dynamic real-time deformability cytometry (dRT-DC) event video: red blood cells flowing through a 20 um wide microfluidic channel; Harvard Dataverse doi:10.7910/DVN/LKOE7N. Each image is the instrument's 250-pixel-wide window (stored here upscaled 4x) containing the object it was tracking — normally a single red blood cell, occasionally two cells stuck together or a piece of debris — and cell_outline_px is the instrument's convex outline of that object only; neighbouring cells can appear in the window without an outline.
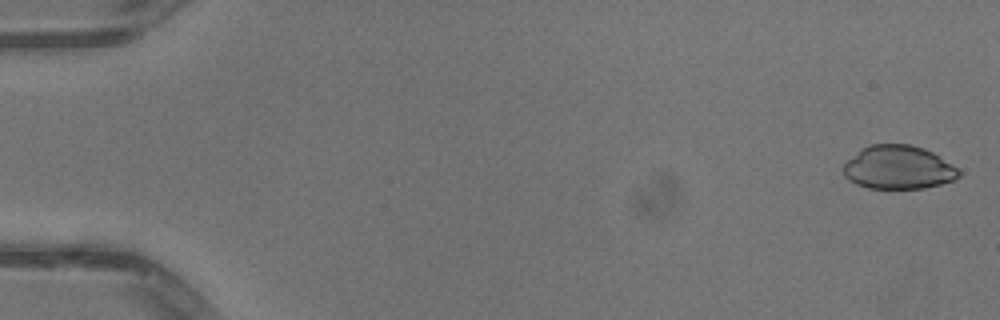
{"species": "common noctule bat (a hibernating species)", "species_latin": "Nyctalus noctula", "temperature_condition": "warm", "stored_images_in_passage": 51, "camera_frame_rate_fps": 3000, "um_per_image_px": 0.085, "animal": {"sex": "male", "body_mass_g": 13.3}, "frame": {"image": 1, "passage_image": 2, "time_ms": 0.333, "image_size_px": [1000, 320], "cell_outline_px": [[960, 176], [952, 180], [940, 184], [924, 188], [868, 188], [856, 184], [848, 180], [844, 176], [844, 164], [860, 148], [868, 144], [912, 144], [924, 148], [932, 152], [956, 168], [960, 172]], "centroid_in_image_um": [76.32, 14.22], "position_along_channel_um": 8.7, "area_um2": 29.19}}
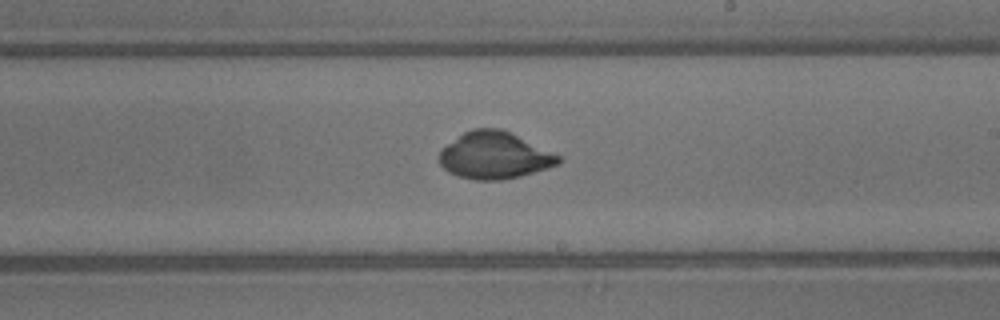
{"frame": {"image": 2, "passage_image": 31, "time_ms": 10.0, "image_size_px": [1000, 320], "cell_outline_px": [[564, 160], [560, 164], [548, 168], [520, 176], [504, 180], [472, 180], [448, 172], [440, 164], [436, 156], [440, 148], [464, 132], [472, 128], [500, 128], [560, 156]], "centroid_in_image_um": [41.98, 13.22], "position_along_channel_um": 247.0, "area_um2": 32.71}}
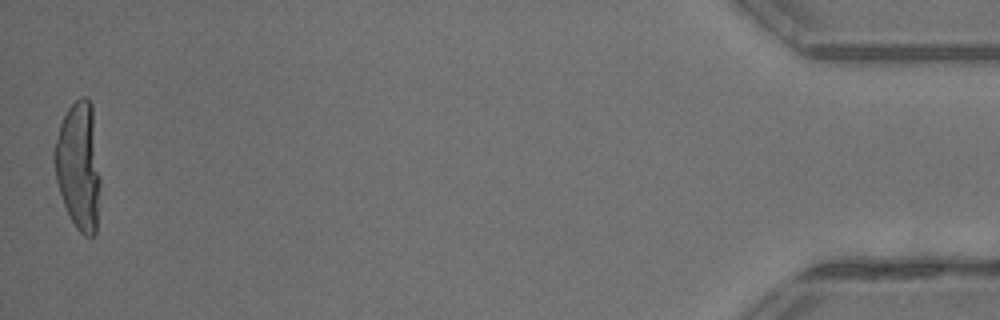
{"frame": {"image": 3, "passage_image": 51, "time_ms": 16.667, "image_size_px": [1000, 320], "cell_outline_px": [[100, 184], [96, 232], [92, 236], [84, 236], [76, 228], [64, 204], [56, 180], [52, 156], [52, 152], [60, 124], [68, 108], [80, 96], [84, 96], [92, 104], [100, 180]], "centroid_in_image_um": [6.67, 14.09], "position_along_channel_um": 428.5, "area_um2": 34.22}}